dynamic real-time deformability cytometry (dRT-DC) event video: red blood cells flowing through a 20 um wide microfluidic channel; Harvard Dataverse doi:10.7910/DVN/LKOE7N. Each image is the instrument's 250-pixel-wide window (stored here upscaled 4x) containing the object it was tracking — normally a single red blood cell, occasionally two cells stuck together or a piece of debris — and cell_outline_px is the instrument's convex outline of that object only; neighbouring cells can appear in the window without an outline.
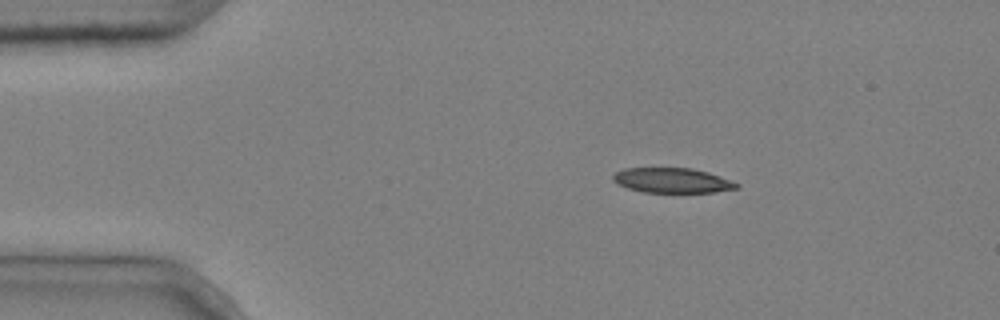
{"species": "common noctule bat (a hibernating species)", "species_latin": "Nyctalus noctula", "temperature_condition": "cold", "stored_images_in_passage": 6, "camera_frame_rate_fps": 3000, "um_per_image_px": 0.085, "animal": {"sex": "male", "body_mass_g": 20.4}, "frame": {"image": 1, "passage_image": 1, "time_ms": 0.0, "image_size_px": [1000, 320], "cell_outline_px": [[740, 188], [716, 192], [644, 192], [628, 188], [616, 184], [612, 180], [612, 176], [616, 172], [624, 168], [692, 168], [708, 172], [720, 176], [740, 184]], "centroid_in_image_um": [57.14, 15.33], "position_along_channel_um": 27.9, "area_um2": 18.03}}
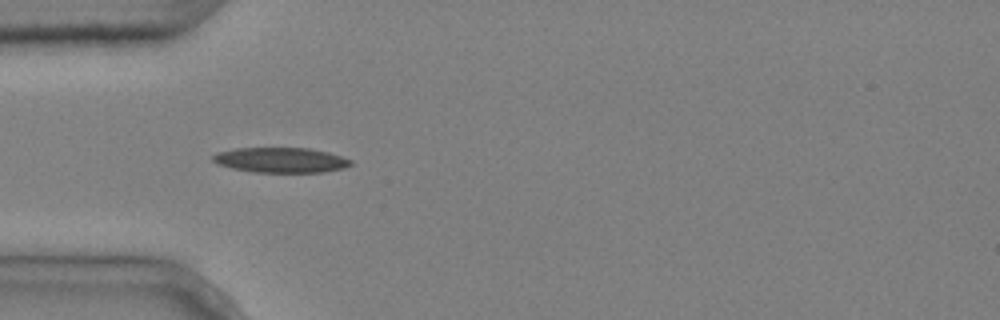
{"frame": {"image": 2, "passage_image": 3, "time_ms": 0.667, "image_size_px": [1000, 320], "cell_outline_px": [[352, 164], [344, 168], [320, 172], [252, 172], [232, 168], [216, 164], [212, 160], [212, 156], [216, 152], [236, 148], [308, 148], [328, 152], [352, 160]], "centroid_in_image_um": [23.83, 13.6], "position_along_channel_um": 61.2, "area_um2": 20.17}}